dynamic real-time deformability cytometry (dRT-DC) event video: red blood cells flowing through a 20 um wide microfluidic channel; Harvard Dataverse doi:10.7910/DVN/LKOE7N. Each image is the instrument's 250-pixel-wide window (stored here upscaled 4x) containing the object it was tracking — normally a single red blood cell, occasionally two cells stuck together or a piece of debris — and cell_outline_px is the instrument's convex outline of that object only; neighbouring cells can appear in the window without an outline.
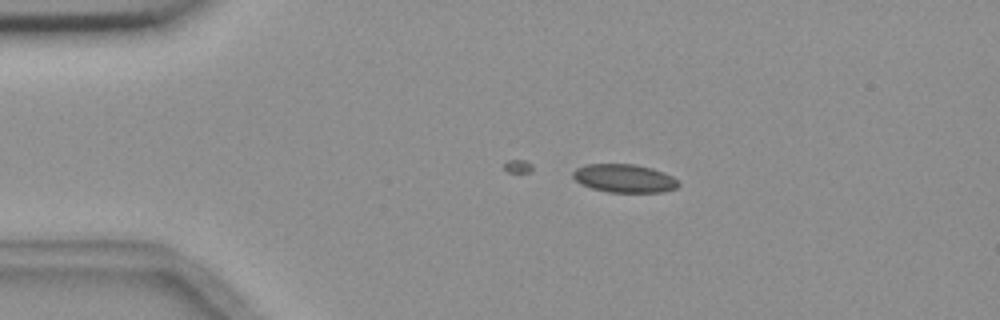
{"species": "common noctule bat (a hibernating species)", "species_latin": "Nyctalus noctula", "temperature_condition": "room temperature", "stored_images_in_passage": 4, "camera_frame_rate_fps": 3000, "um_per_image_px": 0.085, "animal": {"sex": "female", "body_mass_g": 18.4}, "frame": {"image": 1, "passage_image": 2, "time_ms": 1.333, "image_size_px": [1000, 320], "cell_outline_px": [[680, 184], [676, 188], [664, 192], [608, 192], [592, 188], [580, 184], [572, 176], [572, 172], [576, 168], [588, 164], [632, 164], [652, 168], [664, 172], [680, 180]], "centroid_in_image_um": [53.09, 15.16], "position_along_channel_um": 31.9, "area_um2": 17.51}}
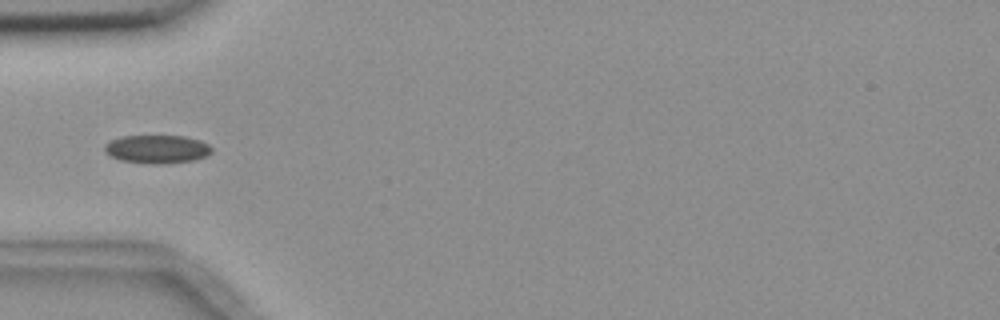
{"frame": {"image": 2, "passage_image": 4, "time_ms": 3.667, "image_size_px": [1000, 320], "cell_outline_px": [[212, 152], [204, 156], [192, 160], [164, 164], [152, 164], [120, 160], [104, 152], [104, 144], [120, 136], [184, 136], [200, 140], [208, 144], [212, 148]], "centroid_in_image_um": [13.33, 12.67], "position_along_channel_um": 71.7, "area_um2": 17.63}}